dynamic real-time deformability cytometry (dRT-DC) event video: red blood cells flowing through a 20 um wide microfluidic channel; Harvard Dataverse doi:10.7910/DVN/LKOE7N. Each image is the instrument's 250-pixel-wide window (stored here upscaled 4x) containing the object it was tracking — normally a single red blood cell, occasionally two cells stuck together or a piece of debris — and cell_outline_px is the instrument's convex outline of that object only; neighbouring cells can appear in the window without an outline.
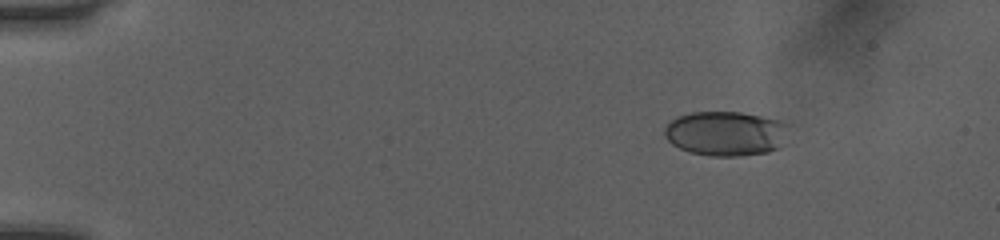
{"species": "human", "species_latin": "Homo sapiens", "temperature_condition": "room temperature", "stored_images_in_passage": 52, "camera_frame_rate_fps": 3000, "um_per_image_px": 0.085, "donor": {"sex": "female"}, "frame": {"image": 1, "passage_image": 8, "time_ms": 2.333, "image_size_px": [1000, 240], "cell_outline_px": [[788, 124], [776, 148], [768, 152], [736, 156], [712, 156], [688, 152], [672, 144], [664, 136], [664, 128], [676, 116], [692, 112], [740, 112], [760, 116], [776, 120]], "centroid_in_image_um": [61.58, 11.34], "position_along_channel_um": 23.4, "area_um2": 31.73}}
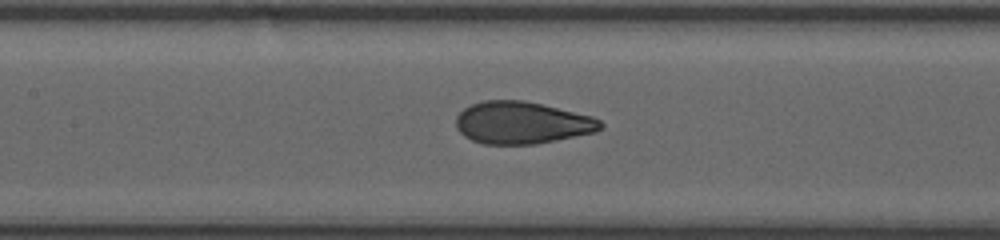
{"frame": {"image": 2, "passage_image": 26, "time_ms": 8.333, "image_size_px": [1000, 240], "cell_outline_px": [[604, 124], [596, 132], [536, 144], [484, 144], [472, 140], [464, 136], [456, 128], [456, 116], [464, 108], [472, 104], [484, 100], [524, 100], [592, 116], [600, 120]], "centroid_in_image_um": [44.35, 10.43], "position_along_channel_um": 163.1, "area_um2": 35.49}}
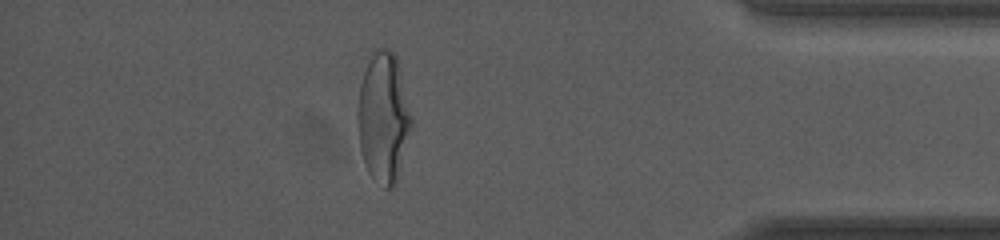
{"frame": {"image": 3, "passage_image": 46, "time_ms": 15.0, "image_size_px": [1000, 240], "cell_outline_px": [[412, 124], [396, 184], [392, 188], [384, 188], [372, 180], [364, 164], [360, 148], [356, 116], [356, 112], [360, 84], [372, 48], [384, 48], [392, 52], [396, 56], [412, 116]], "centroid_in_image_um": [32.56, 10.01], "position_along_channel_um": 402.6, "area_um2": 41.15}, "authors_computed_cell_mechanics": {"area_um2": 35.5181, "velocity_mm_per_s": 4.0735, "shape_relaxation_time_tau1_ms": 4.9429, "shape_relaxation_time_tau2_ms": null, "deformation_change_tau1": 0.2085, "deformation_change_tau2": null}}